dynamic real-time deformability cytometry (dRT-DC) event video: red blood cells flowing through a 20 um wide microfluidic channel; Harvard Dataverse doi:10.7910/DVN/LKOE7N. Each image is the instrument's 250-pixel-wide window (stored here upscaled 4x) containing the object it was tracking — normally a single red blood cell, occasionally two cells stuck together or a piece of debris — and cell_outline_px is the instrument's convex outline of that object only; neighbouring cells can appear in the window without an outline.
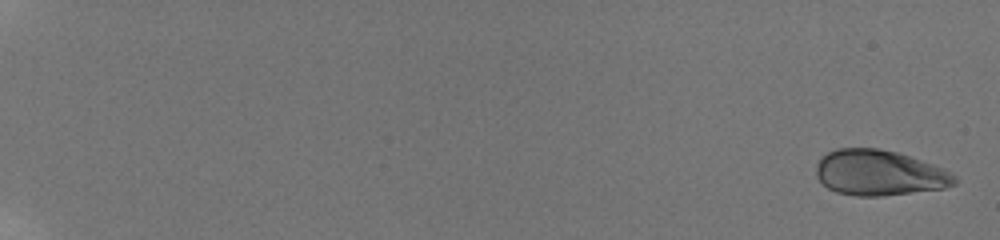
{"species": "human", "species_latin": "Homo sapiens", "temperature_condition": "room temperature", "stored_images_in_passage": 10, "camera_frame_rate_fps": 3000, "um_per_image_px": 0.085, "donor": {"sex": "male"}, "frame": {"image": 1, "passage_image": 1, "time_ms": 0.0, "image_size_px": [1000, 240], "cell_outline_px": [[956, 184], [944, 188], [880, 196], [856, 196], [836, 192], [828, 188], [816, 176], [816, 164], [820, 156], [836, 148], [880, 148], [896, 152], [944, 168], [956, 176]], "centroid_in_image_um": [74.71, 14.68], "position_along_channel_um": 10.3, "area_um2": 36.7}}
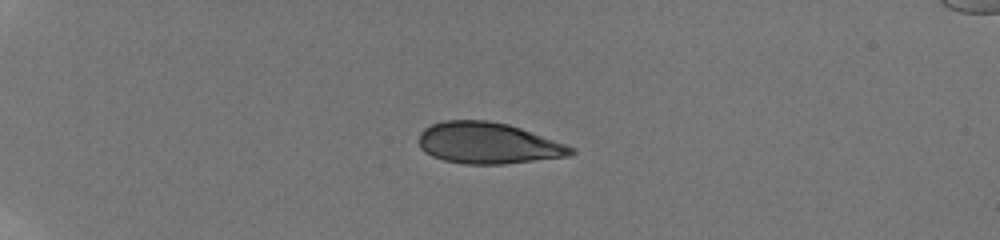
{"frame": {"image": 2, "passage_image": 7, "time_ms": 5.333, "image_size_px": [1000, 240], "cell_outline_px": [[576, 152], [568, 156], [504, 164], [464, 164], [444, 160], [432, 156], [424, 152], [420, 148], [420, 132], [424, 128], [432, 124], [444, 120], [488, 120], [508, 124], [520, 128], [576, 148]], "centroid_in_image_um": [41.47, 12.17], "position_along_channel_um": 43.5, "area_um2": 36.47}}